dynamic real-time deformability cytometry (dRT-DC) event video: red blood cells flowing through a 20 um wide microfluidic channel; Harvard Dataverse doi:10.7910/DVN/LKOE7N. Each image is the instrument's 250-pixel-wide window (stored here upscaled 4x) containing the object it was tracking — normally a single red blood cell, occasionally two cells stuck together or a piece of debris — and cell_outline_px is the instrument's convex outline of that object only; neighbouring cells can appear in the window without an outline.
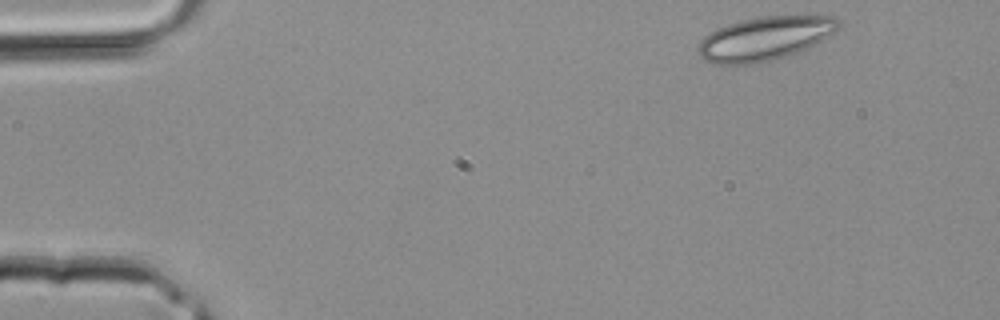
{"species": "common noctule bat (a hibernating species)", "species_latin": "Nyctalus noctula", "temperature_condition": "room temperature", "stored_images_in_passage": 35, "camera_frame_rate_fps": 3000, "um_per_image_px": 0.085, "animal": {"sex": "male", "body_mass_g": 20.4}, "frame": {"image": 1, "passage_image": 1, "time_ms": 0.0, "image_size_px": [1000, 320], "cell_outline_px": [[840, 28], [820, 40], [788, 56], [772, 60], [748, 64], [712, 64], [704, 60], [700, 56], [696, 48], [700, 40], [704, 36], [716, 28], [728, 24], [760, 16], [836, 16], [840, 20]], "centroid_in_image_um": [64.95, 3.27], "position_along_channel_um": 20.0, "area_um2": 35.55}}
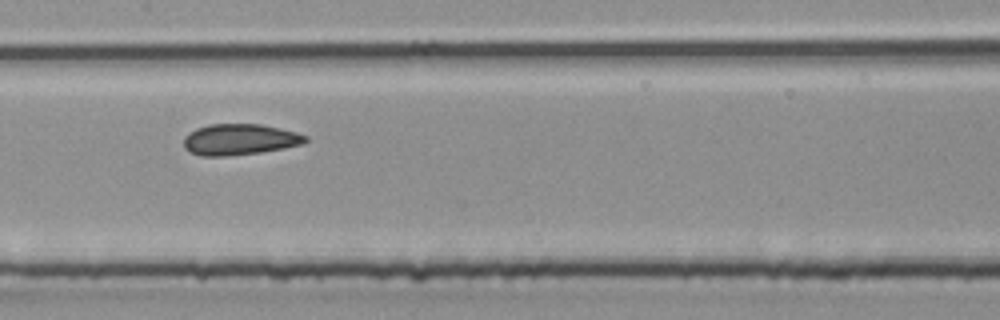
{"frame": {"image": 2, "passage_image": 16, "time_ms": 5.0, "image_size_px": [1000, 320], "cell_outline_px": [[308, 140], [304, 144], [260, 152], [228, 156], [200, 156], [188, 152], [184, 148], [184, 136], [188, 132], [196, 128], [208, 124], [260, 124], [280, 128], [296, 132], [308, 136]], "centroid_in_image_um": [20.34, 11.85], "position_along_channel_um": 187.1, "area_um2": 22.25}}
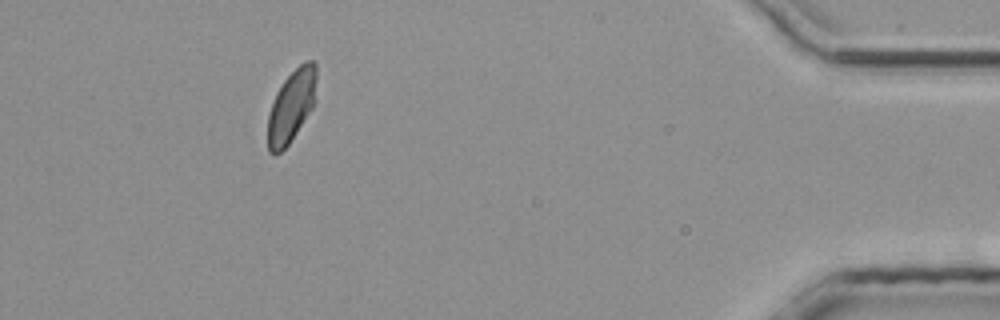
{"frame": {"image": 3, "passage_image": 32, "time_ms": 10.333, "image_size_px": [1000, 320], "cell_outline_px": [[316, 100], [312, 108], [288, 144], [276, 156], [272, 156], [268, 152], [268, 116], [276, 92], [284, 80], [300, 64], [308, 60], [312, 60], [316, 64]], "centroid_in_image_um": [24.77, 9.02], "position_along_channel_um": 410.4, "area_um2": 20.4}}